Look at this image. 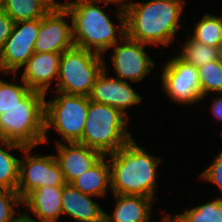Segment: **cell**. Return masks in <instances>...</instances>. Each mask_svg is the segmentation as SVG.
<instances>
[{"instance_id":"5b68a950","label":"cell","mask_w":222,"mask_h":222,"mask_svg":"<svg viewBox=\"0 0 222 222\" xmlns=\"http://www.w3.org/2000/svg\"><path fill=\"white\" fill-rule=\"evenodd\" d=\"M31 90L18 104L0 115V138L35 147L44 143L45 96Z\"/></svg>"},{"instance_id":"f1b7e54d","label":"cell","mask_w":222,"mask_h":222,"mask_svg":"<svg viewBox=\"0 0 222 222\" xmlns=\"http://www.w3.org/2000/svg\"><path fill=\"white\" fill-rule=\"evenodd\" d=\"M14 21L4 12L2 6L0 7V49L10 36Z\"/></svg>"},{"instance_id":"4dcf8cb0","label":"cell","mask_w":222,"mask_h":222,"mask_svg":"<svg viewBox=\"0 0 222 222\" xmlns=\"http://www.w3.org/2000/svg\"><path fill=\"white\" fill-rule=\"evenodd\" d=\"M94 1H97V2H99V3H102V2H104V5L106 6L107 4H114V3H116V5H117V3H119L117 6L119 7V9H121V10H125L126 9V7H127V5L129 4V3H127V2H125L126 0H94ZM121 3V4H120Z\"/></svg>"},{"instance_id":"ffe728a7","label":"cell","mask_w":222,"mask_h":222,"mask_svg":"<svg viewBox=\"0 0 222 222\" xmlns=\"http://www.w3.org/2000/svg\"><path fill=\"white\" fill-rule=\"evenodd\" d=\"M58 4L55 0H3L2 8L17 23L41 19Z\"/></svg>"},{"instance_id":"3957f363","label":"cell","mask_w":222,"mask_h":222,"mask_svg":"<svg viewBox=\"0 0 222 222\" xmlns=\"http://www.w3.org/2000/svg\"><path fill=\"white\" fill-rule=\"evenodd\" d=\"M110 157V179L113 194L141 195L155 199L156 169L161 162L145 152L132 139Z\"/></svg>"},{"instance_id":"e575fe53","label":"cell","mask_w":222,"mask_h":222,"mask_svg":"<svg viewBox=\"0 0 222 222\" xmlns=\"http://www.w3.org/2000/svg\"><path fill=\"white\" fill-rule=\"evenodd\" d=\"M2 4H3V0H0V7L2 6Z\"/></svg>"},{"instance_id":"ac0fdd59","label":"cell","mask_w":222,"mask_h":222,"mask_svg":"<svg viewBox=\"0 0 222 222\" xmlns=\"http://www.w3.org/2000/svg\"><path fill=\"white\" fill-rule=\"evenodd\" d=\"M114 212H105L104 222H149L153 198L141 195L113 194Z\"/></svg>"},{"instance_id":"277c9868","label":"cell","mask_w":222,"mask_h":222,"mask_svg":"<svg viewBox=\"0 0 222 222\" xmlns=\"http://www.w3.org/2000/svg\"><path fill=\"white\" fill-rule=\"evenodd\" d=\"M128 120L114 107L89 99L87 119L77 143L95 149L102 155L114 153L133 139L128 132Z\"/></svg>"},{"instance_id":"cb8c5ba5","label":"cell","mask_w":222,"mask_h":222,"mask_svg":"<svg viewBox=\"0 0 222 222\" xmlns=\"http://www.w3.org/2000/svg\"><path fill=\"white\" fill-rule=\"evenodd\" d=\"M186 222H222V198L194 207L185 209L179 214Z\"/></svg>"},{"instance_id":"30bf717a","label":"cell","mask_w":222,"mask_h":222,"mask_svg":"<svg viewBox=\"0 0 222 222\" xmlns=\"http://www.w3.org/2000/svg\"><path fill=\"white\" fill-rule=\"evenodd\" d=\"M40 19L14 23L12 32L0 49V72L13 74L22 68L33 55Z\"/></svg>"},{"instance_id":"d4e9b609","label":"cell","mask_w":222,"mask_h":222,"mask_svg":"<svg viewBox=\"0 0 222 222\" xmlns=\"http://www.w3.org/2000/svg\"><path fill=\"white\" fill-rule=\"evenodd\" d=\"M202 99L208 93H222V59L198 67Z\"/></svg>"},{"instance_id":"4316f807","label":"cell","mask_w":222,"mask_h":222,"mask_svg":"<svg viewBox=\"0 0 222 222\" xmlns=\"http://www.w3.org/2000/svg\"><path fill=\"white\" fill-rule=\"evenodd\" d=\"M20 204L22 199L17 191L0 188V222H12L18 215L15 206Z\"/></svg>"},{"instance_id":"7c38bea8","label":"cell","mask_w":222,"mask_h":222,"mask_svg":"<svg viewBox=\"0 0 222 222\" xmlns=\"http://www.w3.org/2000/svg\"><path fill=\"white\" fill-rule=\"evenodd\" d=\"M119 42V45L117 42L111 46L114 52L111 61L116 72L115 78L142 81L155 66V61L144 51L147 44L132 40L126 35Z\"/></svg>"},{"instance_id":"7a4b0ae2","label":"cell","mask_w":222,"mask_h":222,"mask_svg":"<svg viewBox=\"0 0 222 222\" xmlns=\"http://www.w3.org/2000/svg\"><path fill=\"white\" fill-rule=\"evenodd\" d=\"M97 4L94 0H75L62 5L71 15L75 47L103 56L102 53L126 35L125 12L118 8L119 25H114L105 10Z\"/></svg>"},{"instance_id":"d6a6232c","label":"cell","mask_w":222,"mask_h":222,"mask_svg":"<svg viewBox=\"0 0 222 222\" xmlns=\"http://www.w3.org/2000/svg\"><path fill=\"white\" fill-rule=\"evenodd\" d=\"M162 219L163 222H186L179 214L172 218L169 216H163Z\"/></svg>"},{"instance_id":"6da1fadb","label":"cell","mask_w":222,"mask_h":222,"mask_svg":"<svg viewBox=\"0 0 222 222\" xmlns=\"http://www.w3.org/2000/svg\"><path fill=\"white\" fill-rule=\"evenodd\" d=\"M184 0L130 2L125 12L126 36L147 45L169 46L174 41Z\"/></svg>"},{"instance_id":"8992f818","label":"cell","mask_w":222,"mask_h":222,"mask_svg":"<svg viewBox=\"0 0 222 222\" xmlns=\"http://www.w3.org/2000/svg\"><path fill=\"white\" fill-rule=\"evenodd\" d=\"M103 56L72 47L62 52L56 91L89 97L98 76L104 70Z\"/></svg>"},{"instance_id":"ba28073f","label":"cell","mask_w":222,"mask_h":222,"mask_svg":"<svg viewBox=\"0 0 222 222\" xmlns=\"http://www.w3.org/2000/svg\"><path fill=\"white\" fill-rule=\"evenodd\" d=\"M34 147H25L24 160L20 159L19 183L17 192L21 199L28 193L42 186H64L66 181L54 154L39 156L31 155ZM30 154V155H29Z\"/></svg>"},{"instance_id":"d6986e66","label":"cell","mask_w":222,"mask_h":222,"mask_svg":"<svg viewBox=\"0 0 222 222\" xmlns=\"http://www.w3.org/2000/svg\"><path fill=\"white\" fill-rule=\"evenodd\" d=\"M103 155L88 171L74 180L71 185L82 193L94 197L105 196L108 188L111 189L110 166Z\"/></svg>"},{"instance_id":"e0dca14e","label":"cell","mask_w":222,"mask_h":222,"mask_svg":"<svg viewBox=\"0 0 222 222\" xmlns=\"http://www.w3.org/2000/svg\"><path fill=\"white\" fill-rule=\"evenodd\" d=\"M91 197L66 183L62 192V214L77 222H104L105 211Z\"/></svg>"},{"instance_id":"9a60e30c","label":"cell","mask_w":222,"mask_h":222,"mask_svg":"<svg viewBox=\"0 0 222 222\" xmlns=\"http://www.w3.org/2000/svg\"><path fill=\"white\" fill-rule=\"evenodd\" d=\"M62 53H36L24 65L21 81L34 91L48 93L52 81L57 80Z\"/></svg>"},{"instance_id":"5bb4252c","label":"cell","mask_w":222,"mask_h":222,"mask_svg":"<svg viewBox=\"0 0 222 222\" xmlns=\"http://www.w3.org/2000/svg\"><path fill=\"white\" fill-rule=\"evenodd\" d=\"M55 144H57L58 155L54 154V156L67 184H71L88 171L103 156L99 151L77 142L67 143V145L56 140Z\"/></svg>"},{"instance_id":"2e32d148","label":"cell","mask_w":222,"mask_h":222,"mask_svg":"<svg viewBox=\"0 0 222 222\" xmlns=\"http://www.w3.org/2000/svg\"><path fill=\"white\" fill-rule=\"evenodd\" d=\"M63 186H42L22 199V205L37 217L38 222H56L62 214Z\"/></svg>"},{"instance_id":"836d02e7","label":"cell","mask_w":222,"mask_h":222,"mask_svg":"<svg viewBox=\"0 0 222 222\" xmlns=\"http://www.w3.org/2000/svg\"><path fill=\"white\" fill-rule=\"evenodd\" d=\"M218 48H219L220 59H222V39L220 41V45Z\"/></svg>"},{"instance_id":"8fae6325","label":"cell","mask_w":222,"mask_h":222,"mask_svg":"<svg viewBox=\"0 0 222 222\" xmlns=\"http://www.w3.org/2000/svg\"><path fill=\"white\" fill-rule=\"evenodd\" d=\"M65 17L70 13L60 2L40 19V27L34 43L36 53H62L74 47L72 19L67 24Z\"/></svg>"},{"instance_id":"f546056e","label":"cell","mask_w":222,"mask_h":222,"mask_svg":"<svg viewBox=\"0 0 222 222\" xmlns=\"http://www.w3.org/2000/svg\"><path fill=\"white\" fill-rule=\"evenodd\" d=\"M220 95V96H219ZM218 98L212 102V114L215 116V118L222 121V93H218Z\"/></svg>"},{"instance_id":"603a6c76","label":"cell","mask_w":222,"mask_h":222,"mask_svg":"<svg viewBox=\"0 0 222 222\" xmlns=\"http://www.w3.org/2000/svg\"><path fill=\"white\" fill-rule=\"evenodd\" d=\"M191 38L199 43L212 47H219L222 39V16L204 14L200 21L195 24Z\"/></svg>"},{"instance_id":"44dd1931","label":"cell","mask_w":222,"mask_h":222,"mask_svg":"<svg viewBox=\"0 0 222 222\" xmlns=\"http://www.w3.org/2000/svg\"><path fill=\"white\" fill-rule=\"evenodd\" d=\"M0 142V188L17 191L20 159L11 154L10 150L18 149L23 151L26 146L2 138H0Z\"/></svg>"},{"instance_id":"83f0119b","label":"cell","mask_w":222,"mask_h":222,"mask_svg":"<svg viewBox=\"0 0 222 222\" xmlns=\"http://www.w3.org/2000/svg\"><path fill=\"white\" fill-rule=\"evenodd\" d=\"M200 178L216 184L222 192V151H220L217 157L215 156L212 164L202 172Z\"/></svg>"},{"instance_id":"1f68e13d","label":"cell","mask_w":222,"mask_h":222,"mask_svg":"<svg viewBox=\"0 0 222 222\" xmlns=\"http://www.w3.org/2000/svg\"><path fill=\"white\" fill-rule=\"evenodd\" d=\"M12 222H38V221L32 219V217L27 215V213L25 214L18 212V216H16Z\"/></svg>"},{"instance_id":"52a82bcc","label":"cell","mask_w":222,"mask_h":222,"mask_svg":"<svg viewBox=\"0 0 222 222\" xmlns=\"http://www.w3.org/2000/svg\"><path fill=\"white\" fill-rule=\"evenodd\" d=\"M56 92L53 100L45 98L44 143L48 142L49 128L59 132L66 143L78 142L87 119L89 97Z\"/></svg>"},{"instance_id":"4fadbf2b","label":"cell","mask_w":222,"mask_h":222,"mask_svg":"<svg viewBox=\"0 0 222 222\" xmlns=\"http://www.w3.org/2000/svg\"><path fill=\"white\" fill-rule=\"evenodd\" d=\"M107 71L106 64H104V70L96 79L89 99L112 106L129 118L126 108L138 105L142 101V97L133 90L128 82L115 77H107Z\"/></svg>"},{"instance_id":"7402d4cb","label":"cell","mask_w":222,"mask_h":222,"mask_svg":"<svg viewBox=\"0 0 222 222\" xmlns=\"http://www.w3.org/2000/svg\"><path fill=\"white\" fill-rule=\"evenodd\" d=\"M184 63L201 67L207 63L220 60L219 48L202 44L189 37L183 43L181 55L177 56Z\"/></svg>"},{"instance_id":"484cf974","label":"cell","mask_w":222,"mask_h":222,"mask_svg":"<svg viewBox=\"0 0 222 222\" xmlns=\"http://www.w3.org/2000/svg\"><path fill=\"white\" fill-rule=\"evenodd\" d=\"M22 84L15 81L8 83L0 79V115L16 106L31 91L24 81Z\"/></svg>"},{"instance_id":"9c48e42d","label":"cell","mask_w":222,"mask_h":222,"mask_svg":"<svg viewBox=\"0 0 222 222\" xmlns=\"http://www.w3.org/2000/svg\"><path fill=\"white\" fill-rule=\"evenodd\" d=\"M160 79L165 93L177 104L189 105L202 100L198 68L177 56L166 63Z\"/></svg>"}]
</instances>
